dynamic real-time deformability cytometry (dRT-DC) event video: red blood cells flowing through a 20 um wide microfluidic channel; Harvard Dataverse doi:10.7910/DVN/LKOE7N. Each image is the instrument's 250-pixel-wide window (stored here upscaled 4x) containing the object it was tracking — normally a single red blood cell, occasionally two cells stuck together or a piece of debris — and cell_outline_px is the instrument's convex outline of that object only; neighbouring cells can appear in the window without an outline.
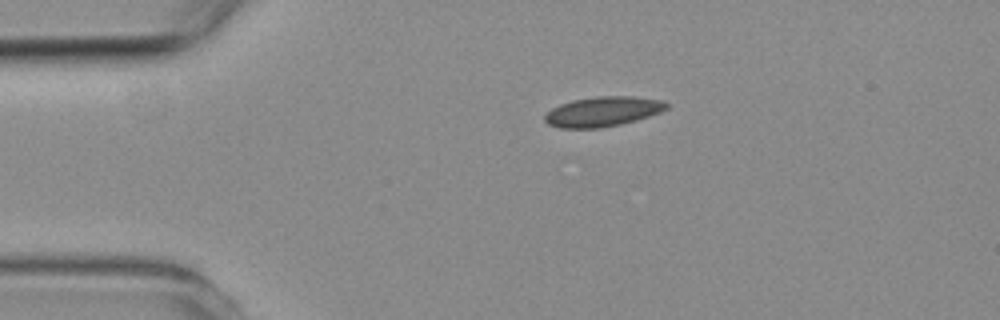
{"species": "common noctule bat (a hibernating species)", "species_latin": "Nyctalus noctula", "temperature_condition": "room temperature", "stored_images_in_passage": 2, "camera_frame_rate_fps": 3000, "um_per_image_px": 0.085, "animal": {"sex": "female", "body_mass_g": 19.3, "forearm_length_mm": 54.1}, "frame": {"image": 1, "passage_image": 2, "time_ms": 1.333, "image_size_px": [1000, 320], "cell_outline_px": [[668, 108], [660, 112], [636, 120], [620, 124], [600, 128], [560, 128], [548, 124], [544, 120], [544, 116], [552, 108], [560, 104], [572, 100], [596, 96], [632, 96], [660, 100], [668, 104]], "centroid_in_image_um": [51.21, 9.48], "position_along_channel_um": 33.8, "area_um2": 21.1}}